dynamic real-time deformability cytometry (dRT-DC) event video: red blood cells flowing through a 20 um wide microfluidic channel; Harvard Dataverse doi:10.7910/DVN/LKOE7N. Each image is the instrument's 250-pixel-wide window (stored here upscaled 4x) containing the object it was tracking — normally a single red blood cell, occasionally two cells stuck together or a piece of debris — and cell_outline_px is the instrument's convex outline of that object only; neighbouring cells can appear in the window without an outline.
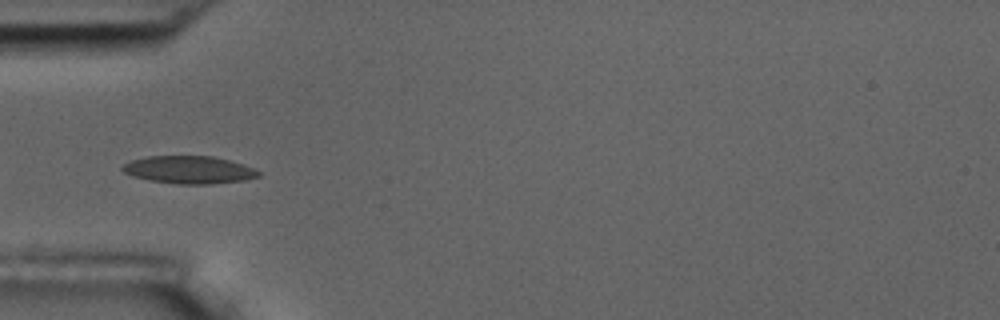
{"species": "common noctule bat (a hibernating species)", "species_latin": "Nyctalus noctula", "temperature_condition": "room temperature", "stored_images_in_passage": 7, "camera_frame_rate_fps": 3000, "um_per_image_px": 0.085, "animal": {"sex": "male", "body_mass_g": 17.5, "forearm_length_mm": 52.3}, "frame": {"image": 1, "passage_image": 6, "time_ms": 5.667, "image_size_px": [1000, 320], "cell_outline_px": [[260, 176], [244, 180], [212, 184], [176, 184], [148, 180], [132, 176], [124, 172], [120, 168], [124, 164], [132, 160], [148, 156], [212, 156], [228, 160], [252, 168], [260, 172]], "centroid_in_image_um": [16.03, 14.44], "position_along_channel_um": 69.0, "area_um2": 21.79}}